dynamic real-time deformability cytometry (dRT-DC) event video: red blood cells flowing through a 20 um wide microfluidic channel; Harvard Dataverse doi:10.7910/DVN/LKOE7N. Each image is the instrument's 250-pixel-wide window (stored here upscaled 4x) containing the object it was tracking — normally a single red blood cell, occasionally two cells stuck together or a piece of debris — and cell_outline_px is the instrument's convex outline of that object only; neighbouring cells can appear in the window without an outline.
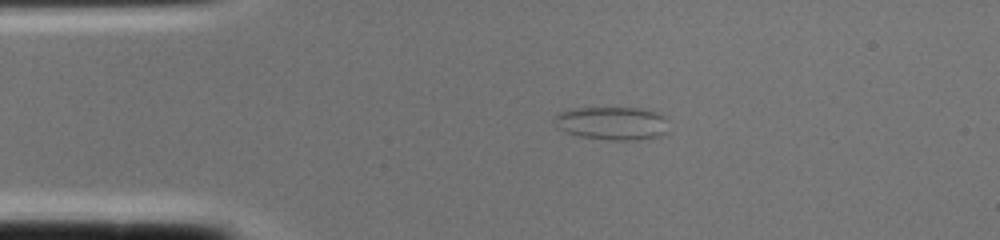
{"species": "common noctule bat (a hibernating species)", "species_latin": "Nyctalus noctula", "temperature_condition": "cold", "stored_images_in_passage": 1, "camera_frame_rate_fps": 3000, "um_per_image_px": 0.085, "animal": {"sex": "female", "body_mass_g": 22.0, "forearm_length_mm": 56.7}, "frame": {"image": 1, "passage_image": 1, "time_ms": 0.0, "image_size_px": [1000, 240], "cell_outline_px": [[668, 132], [660, 136], [636, 140], [608, 140], [580, 136], [564, 132], [556, 128], [552, 120], [560, 112], [576, 108], [640, 108], [656, 112], [664, 116], [668, 120]], "centroid_in_image_um": [52.04, 10.48], "position_along_channel_um": 33.0, "area_um2": 22.43}}